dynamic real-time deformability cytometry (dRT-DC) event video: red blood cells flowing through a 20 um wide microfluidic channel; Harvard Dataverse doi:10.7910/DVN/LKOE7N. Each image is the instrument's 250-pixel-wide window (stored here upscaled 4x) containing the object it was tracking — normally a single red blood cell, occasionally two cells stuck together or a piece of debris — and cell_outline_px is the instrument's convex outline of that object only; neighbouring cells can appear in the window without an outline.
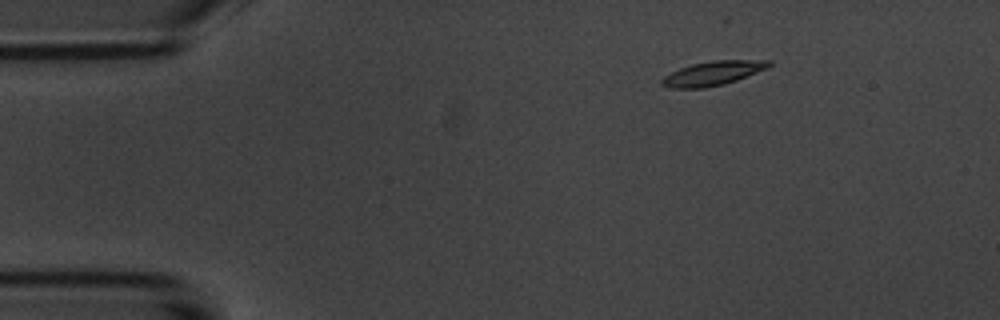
{"species": "common noctule bat (a hibernating species)", "species_latin": "Nyctalus noctula", "temperature_condition": "room temperature", "stored_images_in_passage": 5, "camera_frame_rate_fps": 3000, "um_per_image_px": 0.085, "animal": {"sex": "male", "body_mass_g": 20.1, "forearm_length_mm": 53.5}, "frame": {"image": 1, "passage_image": 2, "time_ms": 1.333, "image_size_px": [1000, 320], "cell_outline_px": [[772, 64], [768, 68], [736, 80], [724, 84], [704, 88], [668, 88], [660, 84], [660, 80], [664, 76], [680, 68], [692, 64], [712, 60], [772, 60]], "centroid_in_image_um": [60.59, 6.23], "position_along_channel_um": 24.4, "area_um2": 15.14}}